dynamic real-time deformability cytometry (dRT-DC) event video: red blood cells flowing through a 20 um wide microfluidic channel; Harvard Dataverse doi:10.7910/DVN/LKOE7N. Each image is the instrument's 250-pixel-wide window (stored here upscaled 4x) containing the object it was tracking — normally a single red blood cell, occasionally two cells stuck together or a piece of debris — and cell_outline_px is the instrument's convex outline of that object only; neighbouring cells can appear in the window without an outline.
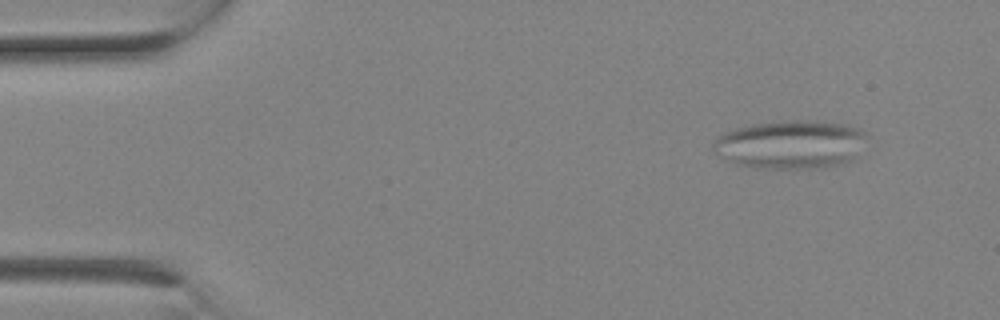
{"species": "Egyptian fruit bat (a non-hibernating species)", "species_latin": "Rousettus aegyptiacus", "temperature_condition": "room temperature", "stored_images_in_passage": 2, "camera_frame_rate_fps": 3000, "um_per_image_px": 0.085, "animal": {"sex": "female"}, "frame": {"image": 1, "passage_image": 2, "time_ms": 0.333, "image_size_px": [1000, 320], "cell_outline_px": [[864, 136], [856, 156], [852, 160], [840, 164], [820, 168], [764, 168], [736, 164], [720, 156], [712, 148], [712, 144], [724, 132], [736, 128], [752, 124], [796, 120], [808, 120], [844, 124], [860, 128], [864, 132]], "centroid_in_image_um": [67.18, 12.28], "position_along_channel_um": 17.8, "area_um2": 42.83}}